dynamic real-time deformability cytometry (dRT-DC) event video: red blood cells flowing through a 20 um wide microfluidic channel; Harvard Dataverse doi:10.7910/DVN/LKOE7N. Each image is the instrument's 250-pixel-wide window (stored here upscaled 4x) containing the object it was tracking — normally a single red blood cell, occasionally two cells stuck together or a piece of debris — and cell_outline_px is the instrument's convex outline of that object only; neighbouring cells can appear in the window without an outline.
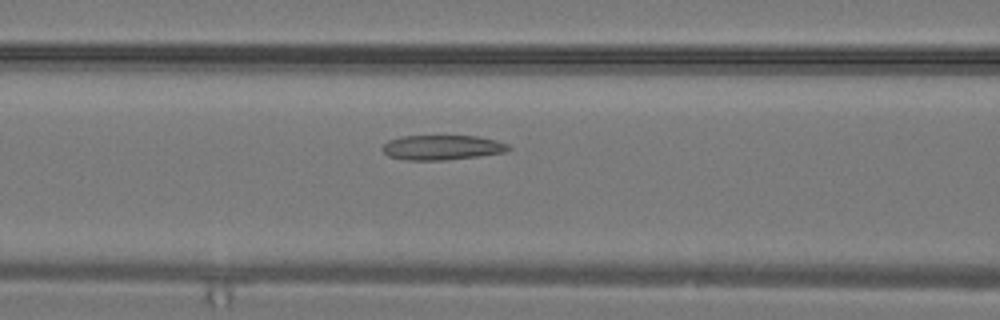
{"species": "common noctule bat (a hibernating species)", "species_latin": "Nyctalus noctula", "temperature_condition": "warm", "stored_images_in_passage": 10, "camera_frame_rate_fps": 3000, "um_per_image_px": 0.085, "animal": {"sex": "male", "body_mass_g": 19.2, "forearm_length_mm": 51.8}, "frame": {"image": 1, "passage_image": 5, "time_ms": 1.333, "image_size_px": [1000, 320], "cell_outline_px": [[512, 148], [504, 152], [476, 156], [444, 160], [404, 160], [388, 156], [380, 148], [388, 140], [400, 136], [476, 136], [496, 140], [508, 144]], "centroid_in_image_um": [37.53, 12.53], "position_along_channel_um": 129.1, "area_um2": 18.21}}
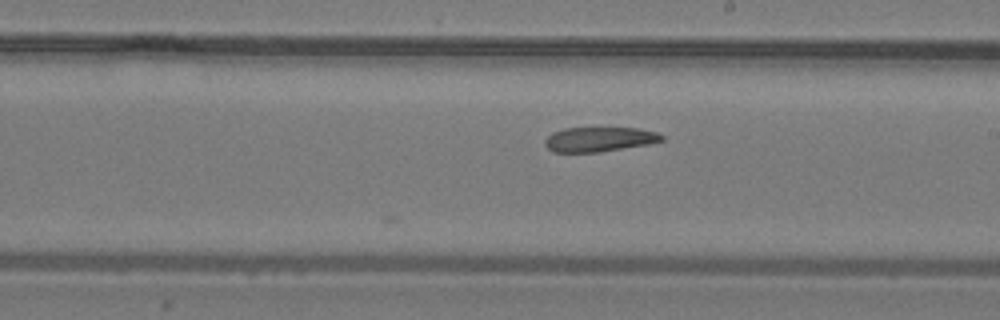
{"frame": {"image": 2, "passage_image": 10, "time_ms": 3.0, "image_size_px": [1000, 320], "cell_outline_px": [[664, 140], [648, 144], [600, 152], [552, 152], [544, 144], [544, 140], [552, 132], [564, 128], [640, 128], [656, 132], [664, 136]], "centroid_in_image_um": [50.92, 11.84], "position_along_channel_um": 238.1, "area_um2": 16.82}}